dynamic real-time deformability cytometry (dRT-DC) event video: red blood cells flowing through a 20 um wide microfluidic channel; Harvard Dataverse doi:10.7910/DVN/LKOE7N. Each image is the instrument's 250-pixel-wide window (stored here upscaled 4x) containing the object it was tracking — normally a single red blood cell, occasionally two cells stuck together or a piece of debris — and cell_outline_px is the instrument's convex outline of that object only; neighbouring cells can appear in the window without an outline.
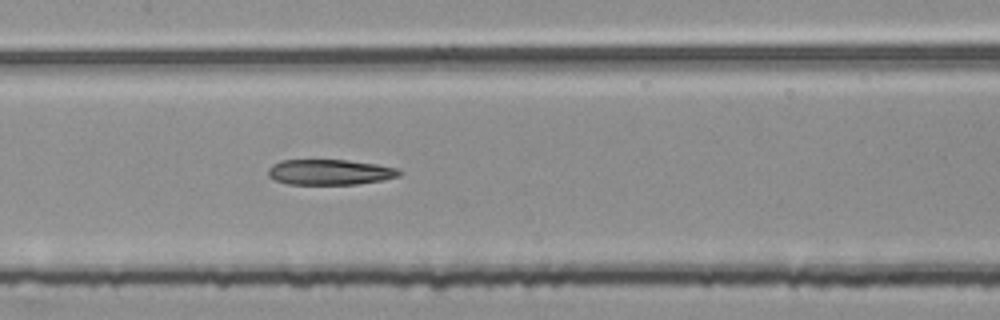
{"species": "common noctule bat (a hibernating species)", "species_latin": "Nyctalus noctula", "temperature_condition": "room temperature", "stored_images_in_passage": 54, "segment_of_instrument_passage": [2, 2], "camera_frame_rate_fps": 3000, "um_per_image_px": 0.085, "animal": {"sex": "female", "body_mass_g": 25.1}, "frame": {"image": 1, "passage_image": 26, "time_ms": 8.333, "image_size_px": [1000, 320], "cell_outline_px": [[400, 176], [384, 180], [356, 184], [288, 184], [276, 180], [268, 176], [268, 168], [272, 164], [280, 160], [348, 160], [376, 164], [396, 168], [400, 172]], "centroid_in_image_um": [28.01, 14.63], "position_along_channel_um": 179.4, "area_um2": 19.42}}
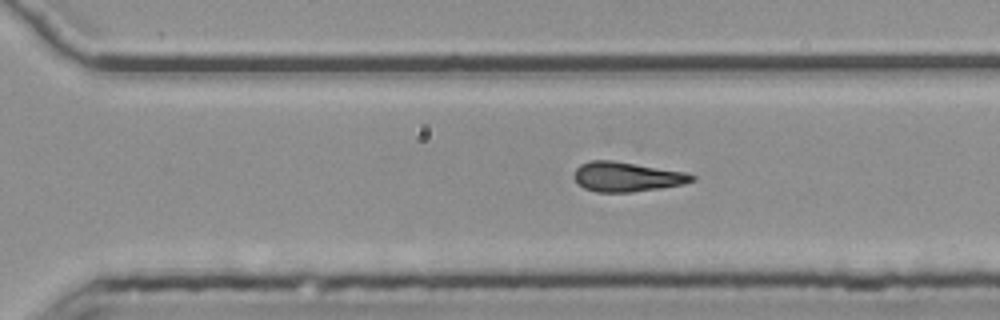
{"frame": {"image": 2, "passage_image": 37, "time_ms": 12.0, "image_size_px": [1000, 320], "cell_outline_px": [[696, 180], [684, 184], [660, 188], [632, 192], [596, 192], [584, 188], [572, 176], [576, 168], [580, 164], [592, 160], [612, 160], [684, 172], [696, 176]], "centroid_in_image_um": [53.27, 15.03], "position_along_channel_um": 317.3, "area_um2": 20.29}}
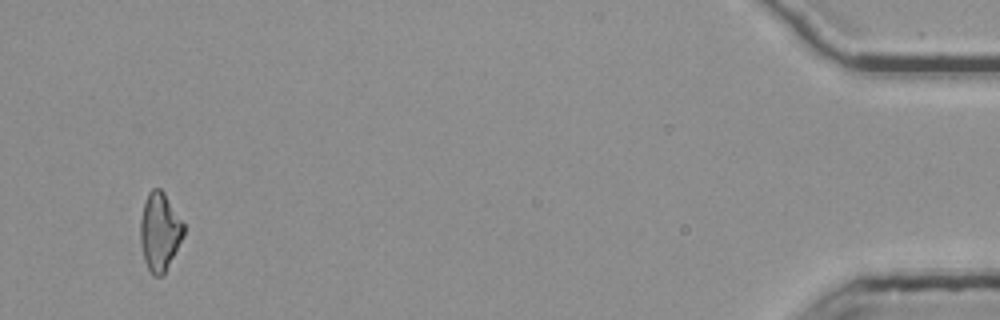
{"frame": {"image": 3, "passage_image": 52, "time_ms": 17.0, "image_size_px": [1000, 320], "cell_outline_px": [[184, 236], [164, 276], [156, 276], [148, 268], [144, 260], [140, 244], [140, 220], [144, 200], [148, 192], [152, 188], [160, 188], [164, 192], [184, 224]], "centroid_in_image_um": [13.57, 19.69], "position_along_channel_um": 421.6, "area_um2": 19.94}}